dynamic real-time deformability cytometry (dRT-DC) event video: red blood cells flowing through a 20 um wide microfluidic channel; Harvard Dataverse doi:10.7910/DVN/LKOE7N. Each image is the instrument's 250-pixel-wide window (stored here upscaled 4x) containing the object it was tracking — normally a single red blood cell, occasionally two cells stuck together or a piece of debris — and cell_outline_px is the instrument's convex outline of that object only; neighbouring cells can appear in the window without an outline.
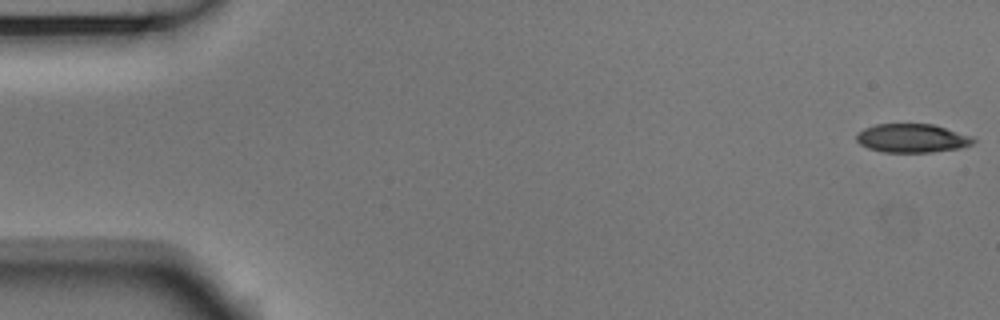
{"species": "Egyptian fruit bat (a non-hibernating species)", "species_latin": "Rousettus aegyptiacus", "temperature_condition": "room temperature", "stored_images_in_passage": 54, "camera_frame_rate_fps": 3000, "um_per_image_px": 0.085, "animal": {"sex": "male"}, "frame": {"image": 1, "passage_image": 1, "time_ms": 0.0, "image_size_px": [1000, 320], "cell_outline_px": [[976, 140], [972, 144], [960, 148], [932, 152], [884, 152], [868, 148], [860, 144], [856, 140], [856, 132], [864, 128], [876, 124], [932, 124], [976, 136]], "centroid_in_image_um": [77.56, 11.74], "position_along_channel_um": 7.4, "area_um2": 19.77}}
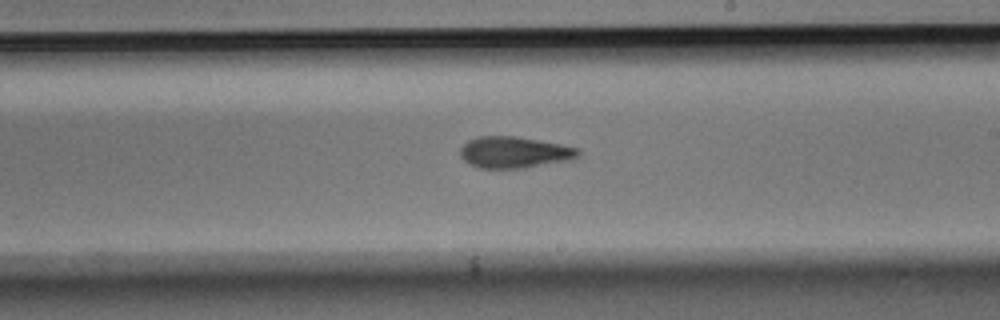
{"frame": {"image": 2, "passage_image": 31, "time_ms": 10.0, "image_size_px": [1000, 320], "cell_outline_px": [[580, 156], [572, 160], [524, 168], [480, 168], [464, 160], [460, 156], [460, 148], [468, 140], [480, 136], [516, 136], [560, 144], [576, 148], [580, 152]], "centroid_in_image_um": [43.73, 12.95], "position_along_channel_um": 245.3, "area_um2": 21.56}}
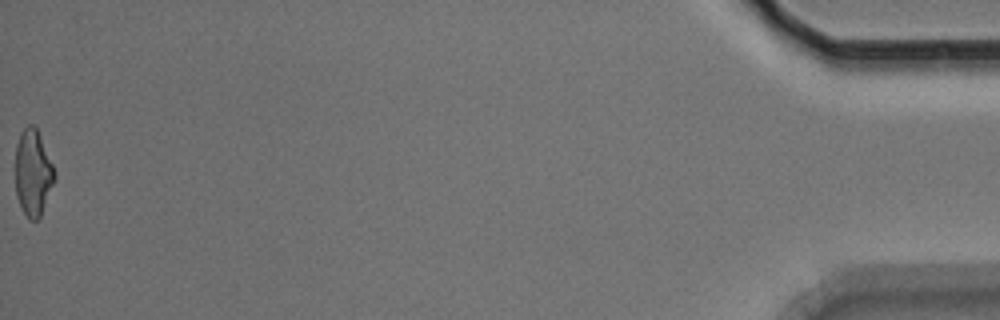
{"frame": {"image": 3, "passage_image": 54, "time_ms": 17.667, "image_size_px": [1000, 320], "cell_outline_px": [[56, 176], [40, 216], [36, 220], [28, 220], [16, 196], [16, 144], [20, 132], [28, 124], [32, 124], [36, 128], [40, 136], [56, 172]], "centroid_in_image_um": [2.8, 14.67], "position_along_channel_um": 432.4, "area_um2": 19.48}, "authors_computed_cell_mechanics": {"area_um2": 21.0392, "velocity_mm_per_s": 3.75, "shape_relaxation_time_tau1_ms": 4.0067, "shape_relaxation_time_tau2_ms": 3.4934, "deformation_change_tau1": 0.1627, "deformation_change_tau2": 0.1282}}